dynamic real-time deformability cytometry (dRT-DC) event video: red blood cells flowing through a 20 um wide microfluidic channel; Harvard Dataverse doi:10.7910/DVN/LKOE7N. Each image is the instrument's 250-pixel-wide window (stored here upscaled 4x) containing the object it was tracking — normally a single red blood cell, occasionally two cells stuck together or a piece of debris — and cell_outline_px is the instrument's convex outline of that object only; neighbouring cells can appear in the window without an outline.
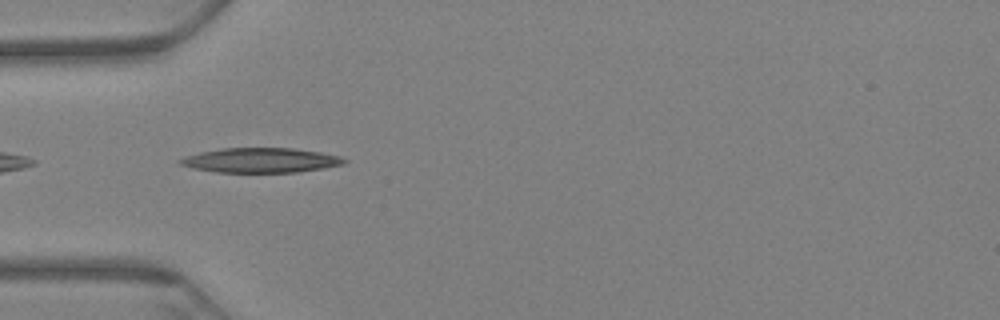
{"species": "Egyptian fruit bat (a non-hibernating species)", "species_latin": "Rousettus aegyptiacus", "temperature_condition": "warm", "stored_images_in_passage": 11, "camera_frame_rate_fps": 3000, "um_per_image_px": 0.085, "animal": {"sex": "female"}, "frame": {"image": 1, "passage_image": 2, "time_ms": 0.333, "image_size_px": [1000, 320], "cell_outline_px": [[348, 160], [344, 164], [296, 172], [216, 172], [192, 168], [180, 164], [176, 160], [184, 156], [200, 152], [224, 148], [292, 148], [320, 152], [340, 156]], "centroid_in_image_um": [22.12, 13.62], "position_along_channel_um": 62.9, "area_um2": 23.52}}